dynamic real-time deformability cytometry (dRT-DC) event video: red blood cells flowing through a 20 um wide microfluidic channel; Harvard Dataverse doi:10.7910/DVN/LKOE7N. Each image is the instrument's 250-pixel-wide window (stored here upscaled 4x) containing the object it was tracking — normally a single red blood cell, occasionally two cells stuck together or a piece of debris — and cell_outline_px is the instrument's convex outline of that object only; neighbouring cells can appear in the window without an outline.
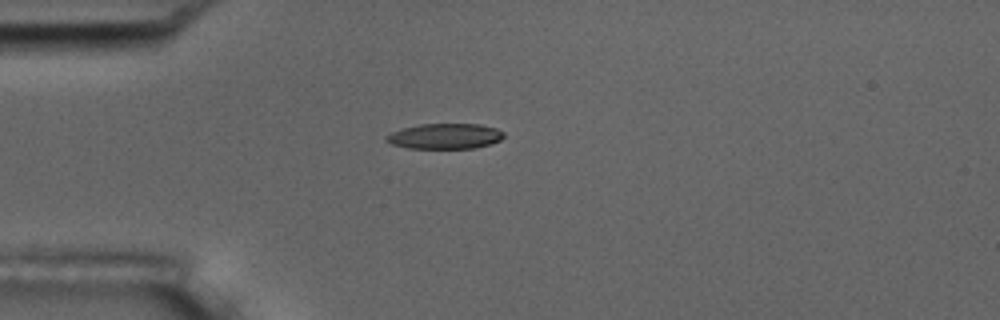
{"species": "common noctule bat (a hibernating species)", "species_latin": "Nyctalus noctula", "temperature_condition": "room temperature", "stored_images_in_passage": 1, "camera_frame_rate_fps": 3000, "um_per_image_px": 0.085, "animal": {"sex": "male", "body_mass_g": 17.5, "forearm_length_mm": 52.3}, "frame": {"image": 1, "passage_image": 1, "time_ms": 0.0, "image_size_px": [1000, 320], "cell_outline_px": [[504, 136], [500, 140], [476, 148], [408, 148], [392, 144], [384, 140], [384, 136], [392, 132], [404, 128], [420, 124], [480, 124], [496, 128], [504, 132]], "centroid_in_image_um": [37.81, 11.57], "position_along_channel_um": 47.2, "area_um2": 17.34}}